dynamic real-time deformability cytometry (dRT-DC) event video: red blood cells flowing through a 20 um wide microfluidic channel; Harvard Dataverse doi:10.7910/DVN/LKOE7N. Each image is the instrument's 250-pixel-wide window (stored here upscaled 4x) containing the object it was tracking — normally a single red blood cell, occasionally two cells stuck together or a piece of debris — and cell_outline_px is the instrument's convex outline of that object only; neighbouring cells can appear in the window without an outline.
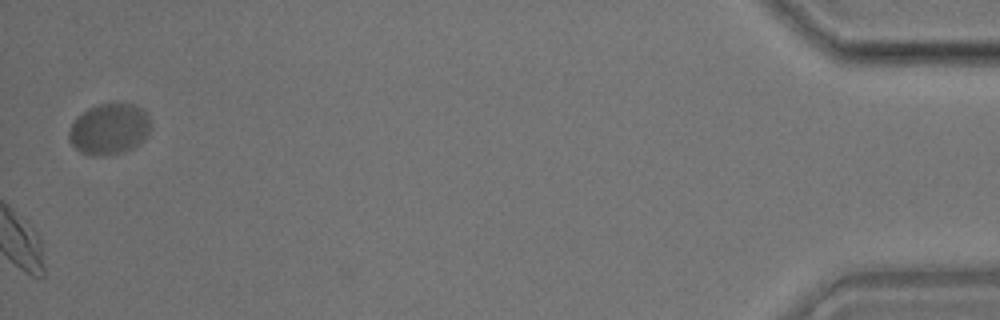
{"species": "common noctule bat (a hibernating species)", "species_latin": "Nyctalus noctula", "temperature_condition": "room temperature", "stored_images_in_passage": 33, "camera_frame_rate_fps": 3000, "um_per_image_px": 0.085, "animal": {"sex": "male", "body_mass_g": 17.9}, "frame": {"image": 1, "passage_image": 33, "time_ms": 10.667, "image_size_px": [1000, 320], "cell_outline_px": [[152, 128], [148, 136], [144, 140], [132, 148], [120, 152], [104, 156], [92, 156], [80, 152], [68, 140], [68, 132], [76, 116], [88, 108], [100, 104], [132, 104], [140, 108], [148, 116], [152, 124]], "centroid_in_image_um": [9.28, 10.98], "position_along_channel_um": 425.9, "area_um2": 24.45}}